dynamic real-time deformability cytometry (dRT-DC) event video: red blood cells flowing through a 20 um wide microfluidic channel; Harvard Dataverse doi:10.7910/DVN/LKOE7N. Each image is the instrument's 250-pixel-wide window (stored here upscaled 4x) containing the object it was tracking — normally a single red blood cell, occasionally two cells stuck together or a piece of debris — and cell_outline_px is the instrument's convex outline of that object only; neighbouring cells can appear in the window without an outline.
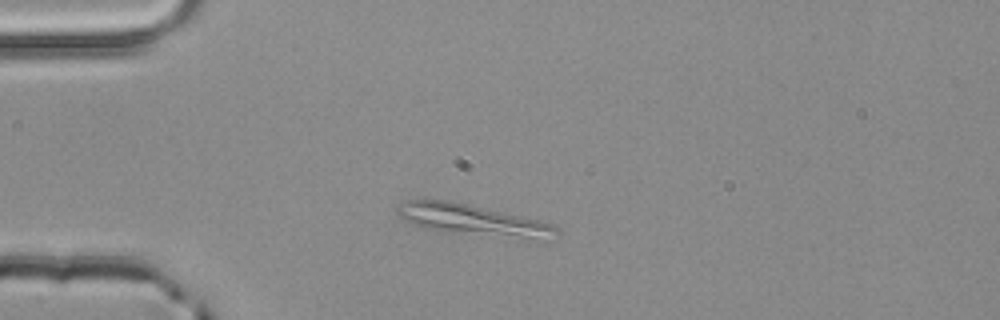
{"species": "common noctule bat (a hibernating species)", "species_latin": "Nyctalus noctula", "temperature_condition": "room temperature", "stored_images_in_passage": 1, "camera_frame_rate_fps": 3000, "um_per_image_px": 0.085, "animal": {"sex": "male", "body_mass_g": 20.4}, "frame": {"image": 1, "passage_image": 1, "time_ms": 0.0, "image_size_px": [1000, 320], "cell_outline_px": [[556, 232], [544, 240], [436, 232], [424, 228], [400, 216], [396, 212], [396, 208], [400, 204], [408, 200], [452, 200], [520, 216], [536, 220], [548, 224], [556, 228]], "centroid_in_image_um": [40.09, 18.7], "position_along_channel_um": 44.9, "area_um2": 28.32}}